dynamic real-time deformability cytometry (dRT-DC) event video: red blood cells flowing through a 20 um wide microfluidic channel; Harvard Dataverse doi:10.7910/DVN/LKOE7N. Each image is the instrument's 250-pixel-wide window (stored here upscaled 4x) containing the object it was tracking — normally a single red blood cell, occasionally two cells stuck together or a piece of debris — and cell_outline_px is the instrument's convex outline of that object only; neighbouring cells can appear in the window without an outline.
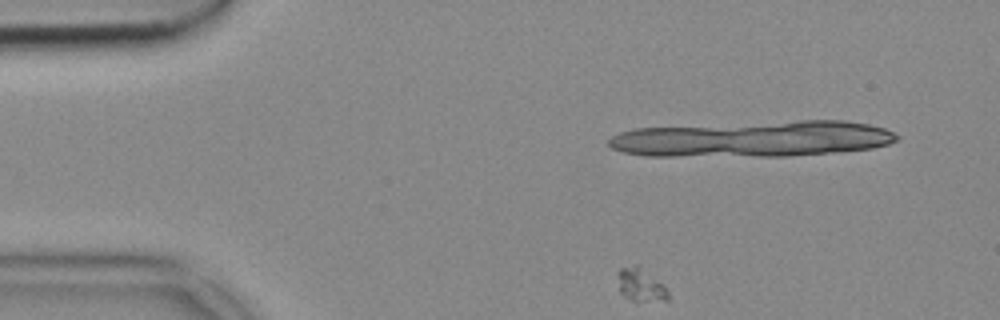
{"species": "common noctule bat (a hibernating species)", "species_latin": "Nyctalus noctula", "temperature_condition": "cold", "stored_images_in_passage": 51, "camera_frame_rate_fps": 3000, "um_per_image_px": 0.085, "animal": {"sex": "female", "body_mass_g": 18.4}, "frame": {"image": 1, "passage_image": 4, "time_ms": 1.0, "image_size_px": [1000, 320], "cell_outline_px": [[668, 300], [636, 304], [624, 296], [620, 292], [616, 272], [620, 268], [636, 264], [640, 264], [668, 292]], "centroid_in_image_um": [54.4, 24.25], "position_along_channel_um": 30.6, "area_um2": 10.06}}
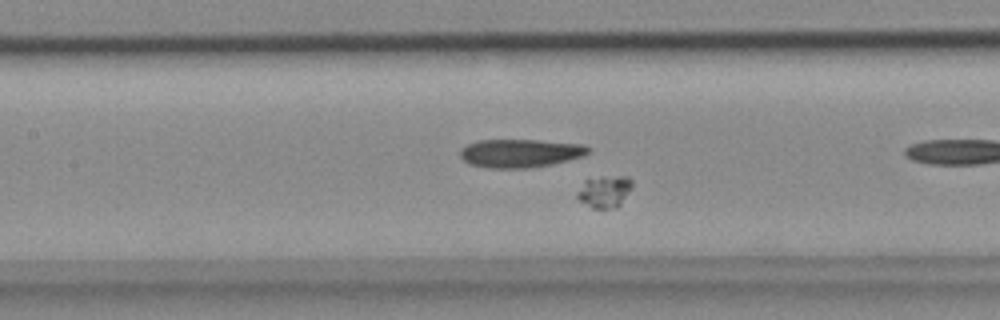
{"frame": {"image": 2, "passage_image": 19, "time_ms": 6.0, "image_size_px": [1000, 320], "cell_outline_px": [[632, 188], [620, 204], [616, 208], [592, 208], [580, 200], [576, 196], [584, 180], [604, 176], [628, 176], [632, 180]], "centroid_in_image_um": [51.41, 16.26], "position_along_channel_um": 156.0, "area_um2": 10.17}}